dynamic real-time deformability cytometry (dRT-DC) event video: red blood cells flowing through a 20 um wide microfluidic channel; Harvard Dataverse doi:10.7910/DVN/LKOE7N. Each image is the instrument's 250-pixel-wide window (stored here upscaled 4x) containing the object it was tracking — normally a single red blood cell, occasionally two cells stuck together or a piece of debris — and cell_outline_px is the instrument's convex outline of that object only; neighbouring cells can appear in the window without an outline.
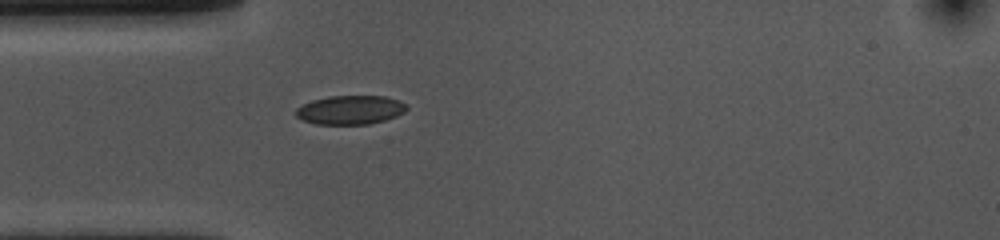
{"species": "common noctule bat (a hibernating species)", "species_latin": "Nyctalus noctula", "temperature_condition": "cold", "stored_images_in_passage": 40, "camera_frame_rate_fps": 3000, "um_per_image_px": 0.085, "animal": {"sex": "female", "body_mass_g": 10.0, "forearm_length_mm": 53.1}, "frame": {"image": 1, "passage_image": 1, "time_ms": 0.0, "image_size_px": [1000, 240], "cell_outline_px": [[408, 108], [404, 112], [396, 116], [384, 120], [368, 124], [316, 124], [304, 120], [296, 116], [296, 108], [312, 100], [328, 96], [384, 96], [400, 100], [408, 104]], "centroid_in_image_um": [29.81, 9.33], "position_along_channel_um": 55.2, "area_um2": 18.67}}
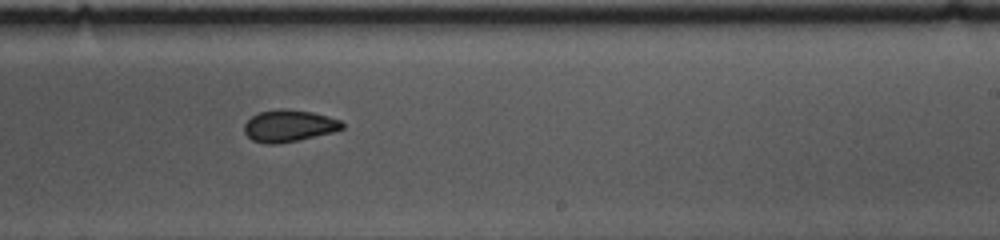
{"frame": {"image": 2, "passage_image": 18, "time_ms": 5.667, "image_size_px": [1000, 240], "cell_outline_px": [[344, 128], [332, 132], [296, 140], [276, 144], [264, 144], [252, 140], [244, 132], [244, 124], [252, 116], [260, 112], [280, 108], [284, 108], [312, 112], [328, 116], [340, 120], [344, 124]], "centroid_in_image_um": [24.54, 10.69], "position_along_channel_um": 264.5, "area_um2": 18.09}}
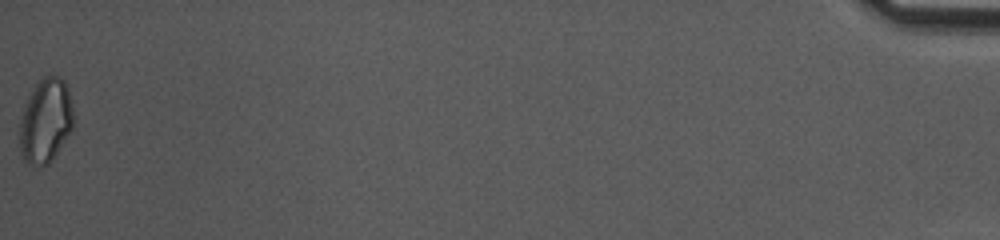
{"frame": {"image": 3, "passage_image": 40, "time_ms": 13.0, "image_size_px": [1000, 240], "cell_outline_px": [[72, 128], [52, 160], [48, 164], [28, 164], [24, 160], [20, 152], [20, 120], [24, 104], [28, 96], [36, 84], [44, 76], [60, 76], [64, 80], [68, 88], [72, 104]], "centroid_in_image_um": [3.86, 10.24], "position_along_channel_um": 431.3, "area_um2": 26.18}, "authors_computed_cell_mechanics": {"area_um2": 18.6983, "velocity_mm_per_s": 3.7245, "shape_relaxation_time_tau1_ms": 3.4203, "shape_relaxation_time_tau2_ms": 2.2323, "deformation_change_tau1": 0.0701, "deformation_change_tau2": 0.0515}}